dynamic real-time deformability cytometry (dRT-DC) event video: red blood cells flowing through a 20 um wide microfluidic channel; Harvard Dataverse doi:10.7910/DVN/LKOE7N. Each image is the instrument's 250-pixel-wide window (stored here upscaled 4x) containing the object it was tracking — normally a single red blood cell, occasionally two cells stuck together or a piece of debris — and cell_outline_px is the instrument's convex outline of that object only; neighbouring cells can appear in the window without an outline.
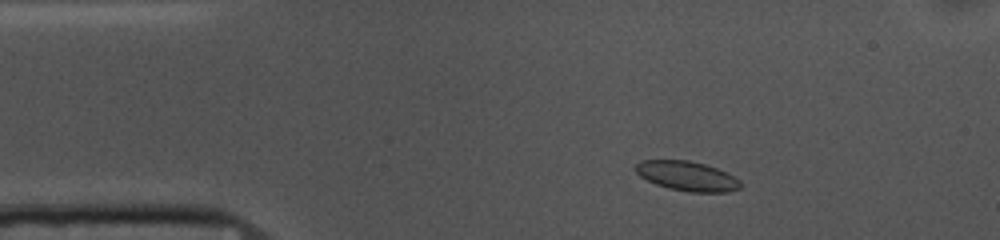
{"species": "common noctule bat (a hibernating species)", "species_latin": "Nyctalus noctula", "temperature_condition": "cold", "stored_images_in_passage": 51, "camera_frame_rate_fps": 3000, "um_per_image_px": 0.085, "animal": {"sex": "female", "body_mass_g": 10.0, "forearm_length_mm": 53.1}, "frame": {"image": 1, "passage_image": 6, "time_ms": 1.667, "image_size_px": [1000, 240], "cell_outline_px": [[740, 188], [728, 192], [688, 192], [668, 188], [656, 184], [640, 176], [632, 168], [640, 160], [688, 160], [704, 164], [716, 168], [740, 180]], "centroid_in_image_um": [58.35, 14.96], "position_along_channel_um": 26.6, "area_um2": 18.03}}
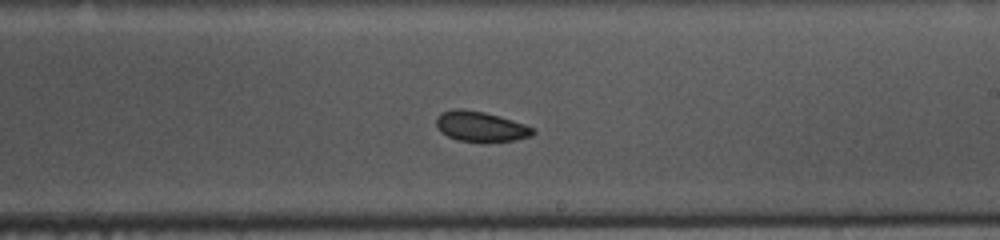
{"frame": {"image": 2, "passage_image": 28, "time_ms": 9.0, "image_size_px": [1000, 240], "cell_outline_px": [[536, 132], [532, 136], [516, 140], [484, 144], [480, 144], [460, 140], [448, 136], [440, 132], [436, 124], [436, 116], [440, 112], [456, 108], [460, 108], [484, 112], [500, 116], [536, 128]], "centroid_in_image_um": [40.88, 10.78], "position_along_channel_um": 248.1, "area_um2": 17.63}}
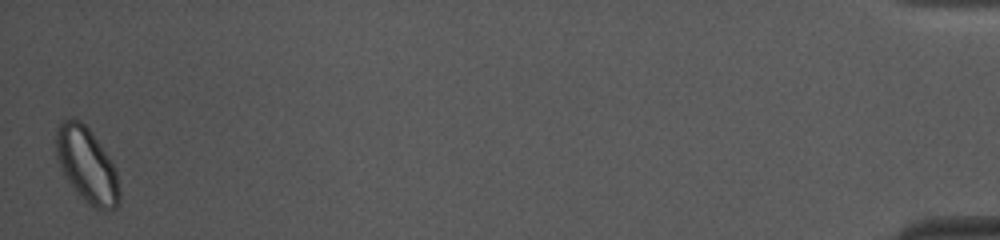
{"frame": {"image": 3, "passage_image": 51, "time_ms": 16.667, "image_size_px": [1000, 240], "cell_outline_px": [[120, 204], [116, 208], [104, 212], [100, 212], [88, 204], [84, 200], [68, 180], [56, 156], [56, 128], [68, 116], [72, 116], [80, 120], [92, 132], [112, 160], [116, 168], [120, 192]], "centroid_in_image_um": [7.42, 14.04], "position_along_channel_um": 427.8, "area_um2": 27.98}, "authors_computed_cell_mechanics": {"area_um2": 17.6868, "velocity_mm_per_s": 3.6366, "shape_relaxation_time_tau1_ms": 2.1015, "shape_relaxation_time_tau2_ms": 3.3417, "deformation_change_tau1": 0.0409, "deformation_change_tau2": 0.0555}}